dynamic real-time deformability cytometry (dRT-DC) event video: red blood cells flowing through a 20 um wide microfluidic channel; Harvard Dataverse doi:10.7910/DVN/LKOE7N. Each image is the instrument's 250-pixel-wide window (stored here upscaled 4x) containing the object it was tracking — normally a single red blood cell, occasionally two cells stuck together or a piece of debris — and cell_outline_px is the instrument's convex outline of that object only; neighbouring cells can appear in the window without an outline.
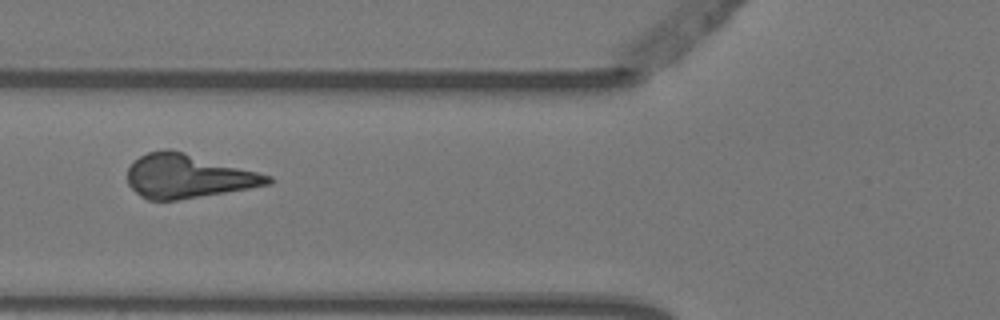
{"species": "Egyptian fruit bat (a non-hibernating species)", "species_latin": "Rousettus aegyptiacus", "temperature_condition": "warm", "stored_images_in_passage": 4, "camera_frame_rate_fps": 3000, "um_per_image_px": 0.085, "animal": {"sex": "female"}, "frame": {"image": 1, "passage_image": 2, "time_ms": 0.333, "image_size_px": [1000, 320], "cell_outline_px": [[272, 184], [176, 200], [148, 200], [140, 196], [128, 184], [128, 168], [140, 156], [148, 152], [164, 148], [168, 148], [184, 152], [272, 176]], "centroid_in_image_um": [15.95, 14.97], "position_along_channel_um": 109.9, "area_um2": 35.37}}
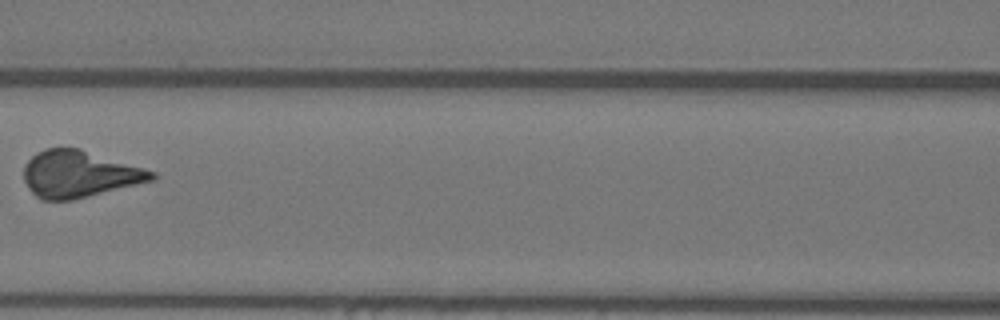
{"frame": {"image": 2, "passage_image": 3, "time_ms": 0.667, "image_size_px": [1000, 320], "cell_outline_px": [[156, 180], [72, 200], [40, 200], [28, 188], [24, 180], [24, 164], [36, 152], [44, 148], [80, 148], [144, 168], [156, 172]], "centroid_in_image_um": [6.73, 14.79], "position_along_channel_um": 159.9, "area_um2": 35.03}}
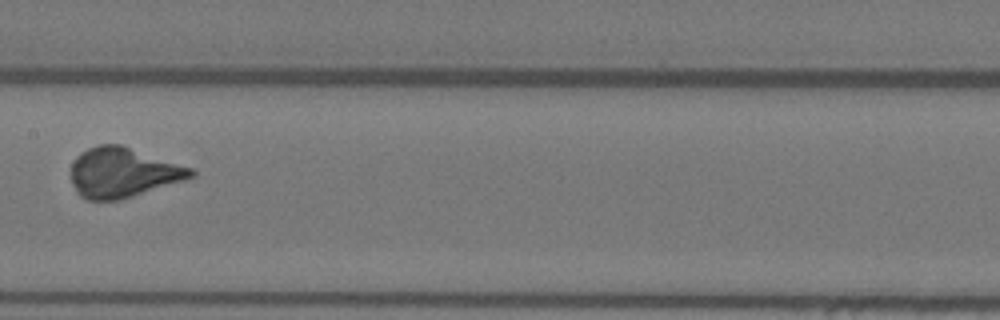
{"frame": {"image": 3, "passage_image": 4, "time_ms": 1.0, "image_size_px": [1000, 320], "cell_outline_px": [[196, 176], [184, 180], [120, 200], [88, 200], [80, 196], [76, 192], [72, 184], [72, 164], [76, 156], [80, 152], [88, 148], [100, 144], [120, 144], [192, 168], [196, 172]], "centroid_in_image_um": [10.43, 14.67], "position_along_channel_um": 197.0, "area_um2": 34.74}}